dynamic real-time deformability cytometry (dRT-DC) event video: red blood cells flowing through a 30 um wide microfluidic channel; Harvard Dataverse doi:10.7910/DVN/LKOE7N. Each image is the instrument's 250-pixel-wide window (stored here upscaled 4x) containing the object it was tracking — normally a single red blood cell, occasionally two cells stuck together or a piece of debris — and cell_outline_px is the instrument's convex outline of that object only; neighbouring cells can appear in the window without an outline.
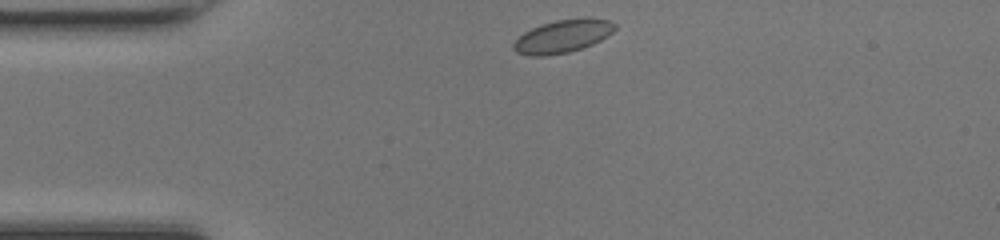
{"species": "common noctule bat (a hibernating species)", "species_latin": "Nyctalus noctula", "temperature_condition": "room temperature", "stored_images_in_passage": 39, "camera_frame_rate_fps": 3000, "um_per_image_px": 0.085, "animal": {"sex": "female", "body_mass_g": 17.0, "forearm_length_mm": 48.0}, "frame": {"image": 1, "passage_image": 1, "time_ms": 0.0, "image_size_px": [1000, 240], "cell_outline_px": [[616, 28], [612, 32], [600, 40], [592, 44], [568, 52], [544, 56], [528, 56], [516, 52], [512, 48], [512, 44], [524, 32], [532, 28], [556, 20], [608, 20], [616, 24]], "centroid_in_image_um": [47.76, 3.13], "position_along_channel_um": 37.2, "area_um2": 18.73}}
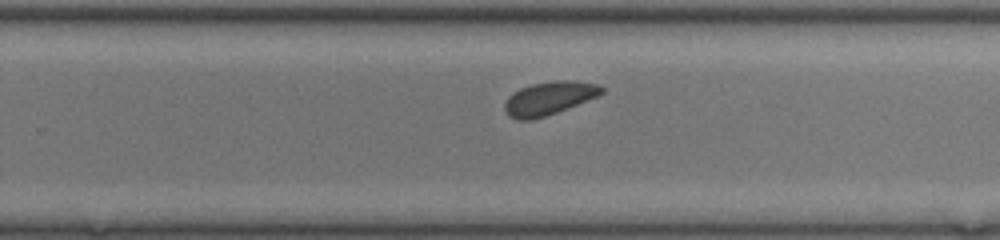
{"frame": {"image": 2, "passage_image": 21, "time_ms": 6.667, "image_size_px": [1000, 240], "cell_outline_px": [[604, 92], [596, 96], [556, 112], [532, 120], [516, 120], [508, 116], [504, 112], [504, 104], [508, 96], [512, 92], [520, 88], [532, 84], [556, 80], [572, 80], [600, 84], [604, 88]], "centroid_in_image_um": [46.62, 8.34], "position_along_channel_um": 283.2, "area_um2": 18.79}}
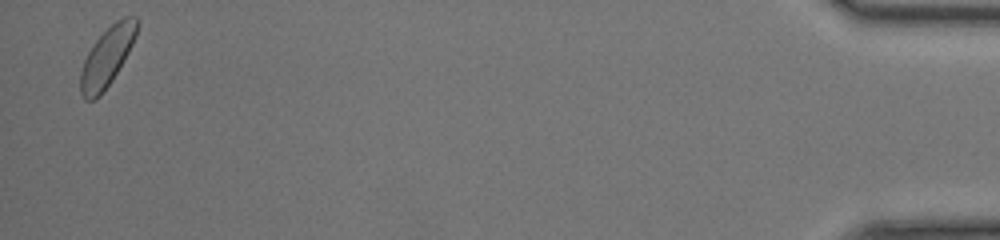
{"frame": {"image": 3, "passage_image": 38, "time_ms": 12.333, "image_size_px": [1000, 240], "cell_outline_px": [[140, 24], [136, 36], [128, 52], [112, 80], [100, 96], [96, 100], [84, 100], [80, 92], [80, 72], [84, 60], [88, 52], [96, 40], [116, 20], [124, 16], [136, 16], [140, 20]], "centroid_in_image_um": [9.11, 4.82], "position_along_channel_um": 426.1, "area_um2": 19.48}}